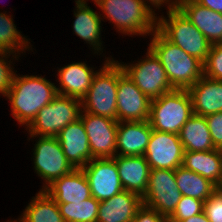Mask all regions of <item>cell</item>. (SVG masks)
Here are the masks:
<instances>
[{
  "instance_id": "obj_1",
  "label": "cell",
  "mask_w": 222,
  "mask_h": 222,
  "mask_svg": "<svg viewBox=\"0 0 222 222\" xmlns=\"http://www.w3.org/2000/svg\"><path fill=\"white\" fill-rule=\"evenodd\" d=\"M149 45L174 89H189L204 75V63L201 60L171 43L157 29Z\"/></svg>"
},
{
  "instance_id": "obj_2",
  "label": "cell",
  "mask_w": 222,
  "mask_h": 222,
  "mask_svg": "<svg viewBox=\"0 0 222 222\" xmlns=\"http://www.w3.org/2000/svg\"><path fill=\"white\" fill-rule=\"evenodd\" d=\"M56 88L54 83L41 76L19 77L15 74L12 87L6 94L12 115L20 124L28 126L39 110L57 96Z\"/></svg>"
},
{
  "instance_id": "obj_3",
  "label": "cell",
  "mask_w": 222,
  "mask_h": 222,
  "mask_svg": "<svg viewBox=\"0 0 222 222\" xmlns=\"http://www.w3.org/2000/svg\"><path fill=\"white\" fill-rule=\"evenodd\" d=\"M108 20L124 34H148L157 29V18L142 0H93Z\"/></svg>"
},
{
  "instance_id": "obj_4",
  "label": "cell",
  "mask_w": 222,
  "mask_h": 222,
  "mask_svg": "<svg viewBox=\"0 0 222 222\" xmlns=\"http://www.w3.org/2000/svg\"><path fill=\"white\" fill-rule=\"evenodd\" d=\"M192 115V98L188 89H174L151 100L148 121L154 130L179 134Z\"/></svg>"
},
{
  "instance_id": "obj_5",
  "label": "cell",
  "mask_w": 222,
  "mask_h": 222,
  "mask_svg": "<svg viewBox=\"0 0 222 222\" xmlns=\"http://www.w3.org/2000/svg\"><path fill=\"white\" fill-rule=\"evenodd\" d=\"M118 61L106 60L81 100L83 111L117 120Z\"/></svg>"
},
{
  "instance_id": "obj_6",
  "label": "cell",
  "mask_w": 222,
  "mask_h": 222,
  "mask_svg": "<svg viewBox=\"0 0 222 222\" xmlns=\"http://www.w3.org/2000/svg\"><path fill=\"white\" fill-rule=\"evenodd\" d=\"M167 15L168 20L159 18L157 30L171 43L204 63L212 44L179 9L169 10Z\"/></svg>"
},
{
  "instance_id": "obj_7",
  "label": "cell",
  "mask_w": 222,
  "mask_h": 222,
  "mask_svg": "<svg viewBox=\"0 0 222 222\" xmlns=\"http://www.w3.org/2000/svg\"><path fill=\"white\" fill-rule=\"evenodd\" d=\"M81 107V100L57 94L49 104L39 110L27 126L31 137H56L69 123L80 117Z\"/></svg>"
},
{
  "instance_id": "obj_8",
  "label": "cell",
  "mask_w": 222,
  "mask_h": 222,
  "mask_svg": "<svg viewBox=\"0 0 222 222\" xmlns=\"http://www.w3.org/2000/svg\"><path fill=\"white\" fill-rule=\"evenodd\" d=\"M182 198L175 180V170L151 169L142 203L166 219L174 212Z\"/></svg>"
},
{
  "instance_id": "obj_9",
  "label": "cell",
  "mask_w": 222,
  "mask_h": 222,
  "mask_svg": "<svg viewBox=\"0 0 222 222\" xmlns=\"http://www.w3.org/2000/svg\"><path fill=\"white\" fill-rule=\"evenodd\" d=\"M121 66L125 74L150 100L174 90L163 65L149 48L146 59L135 65L121 64Z\"/></svg>"
},
{
  "instance_id": "obj_10",
  "label": "cell",
  "mask_w": 222,
  "mask_h": 222,
  "mask_svg": "<svg viewBox=\"0 0 222 222\" xmlns=\"http://www.w3.org/2000/svg\"><path fill=\"white\" fill-rule=\"evenodd\" d=\"M34 149V167L37 174L45 179L46 186L54 180L69 174L75 168L65 157L57 137L40 136Z\"/></svg>"
},
{
  "instance_id": "obj_11",
  "label": "cell",
  "mask_w": 222,
  "mask_h": 222,
  "mask_svg": "<svg viewBox=\"0 0 222 222\" xmlns=\"http://www.w3.org/2000/svg\"><path fill=\"white\" fill-rule=\"evenodd\" d=\"M151 100L125 74L118 63L117 121H146Z\"/></svg>"
},
{
  "instance_id": "obj_12",
  "label": "cell",
  "mask_w": 222,
  "mask_h": 222,
  "mask_svg": "<svg viewBox=\"0 0 222 222\" xmlns=\"http://www.w3.org/2000/svg\"><path fill=\"white\" fill-rule=\"evenodd\" d=\"M79 118L85 127L92 157H115L118 121L82 110Z\"/></svg>"
},
{
  "instance_id": "obj_13",
  "label": "cell",
  "mask_w": 222,
  "mask_h": 222,
  "mask_svg": "<svg viewBox=\"0 0 222 222\" xmlns=\"http://www.w3.org/2000/svg\"><path fill=\"white\" fill-rule=\"evenodd\" d=\"M183 156L184 148L178 134L152 129L144 152L151 169L176 170L182 166Z\"/></svg>"
},
{
  "instance_id": "obj_14",
  "label": "cell",
  "mask_w": 222,
  "mask_h": 222,
  "mask_svg": "<svg viewBox=\"0 0 222 222\" xmlns=\"http://www.w3.org/2000/svg\"><path fill=\"white\" fill-rule=\"evenodd\" d=\"M81 169L89 183L91 196L99 202L124 190L113 158H93Z\"/></svg>"
},
{
  "instance_id": "obj_15",
  "label": "cell",
  "mask_w": 222,
  "mask_h": 222,
  "mask_svg": "<svg viewBox=\"0 0 222 222\" xmlns=\"http://www.w3.org/2000/svg\"><path fill=\"white\" fill-rule=\"evenodd\" d=\"M56 137L65 157L75 169L83 168L93 159L89 139L80 118L69 123Z\"/></svg>"
},
{
  "instance_id": "obj_16",
  "label": "cell",
  "mask_w": 222,
  "mask_h": 222,
  "mask_svg": "<svg viewBox=\"0 0 222 222\" xmlns=\"http://www.w3.org/2000/svg\"><path fill=\"white\" fill-rule=\"evenodd\" d=\"M178 9L213 45L222 43V13L200 5L195 0H183Z\"/></svg>"
},
{
  "instance_id": "obj_17",
  "label": "cell",
  "mask_w": 222,
  "mask_h": 222,
  "mask_svg": "<svg viewBox=\"0 0 222 222\" xmlns=\"http://www.w3.org/2000/svg\"><path fill=\"white\" fill-rule=\"evenodd\" d=\"M151 133L152 128L148 120L118 122L116 155H144ZM118 149H120L119 154L117 153Z\"/></svg>"
},
{
  "instance_id": "obj_18",
  "label": "cell",
  "mask_w": 222,
  "mask_h": 222,
  "mask_svg": "<svg viewBox=\"0 0 222 222\" xmlns=\"http://www.w3.org/2000/svg\"><path fill=\"white\" fill-rule=\"evenodd\" d=\"M44 191L57 203H74L91 197L90 186L81 168L54 180Z\"/></svg>"
},
{
  "instance_id": "obj_19",
  "label": "cell",
  "mask_w": 222,
  "mask_h": 222,
  "mask_svg": "<svg viewBox=\"0 0 222 222\" xmlns=\"http://www.w3.org/2000/svg\"><path fill=\"white\" fill-rule=\"evenodd\" d=\"M113 159L115 160L124 190L134 192L143 197L146 193L151 170L144 155H116Z\"/></svg>"
},
{
  "instance_id": "obj_20",
  "label": "cell",
  "mask_w": 222,
  "mask_h": 222,
  "mask_svg": "<svg viewBox=\"0 0 222 222\" xmlns=\"http://www.w3.org/2000/svg\"><path fill=\"white\" fill-rule=\"evenodd\" d=\"M142 205L140 195L123 190L109 199L100 201L96 222H132Z\"/></svg>"
},
{
  "instance_id": "obj_21",
  "label": "cell",
  "mask_w": 222,
  "mask_h": 222,
  "mask_svg": "<svg viewBox=\"0 0 222 222\" xmlns=\"http://www.w3.org/2000/svg\"><path fill=\"white\" fill-rule=\"evenodd\" d=\"M188 91L192 98L193 114L205 117L222 111V80L203 75Z\"/></svg>"
},
{
  "instance_id": "obj_22",
  "label": "cell",
  "mask_w": 222,
  "mask_h": 222,
  "mask_svg": "<svg viewBox=\"0 0 222 222\" xmlns=\"http://www.w3.org/2000/svg\"><path fill=\"white\" fill-rule=\"evenodd\" d=\"M61 88H56L57 93L82 100L90 88L96 74L85 63H72L58 72Z\"/></svg>"
},
{
  "instance_id": "obj_23",
  "label": "cell",
  "mask_w": 222,
  "mask_h": 222,
  "mask_svg": "<svg viewBox=\"0 0 222 222\" xmlns=\"http://www.w3.org/2000/svg\"><path fill=\"white\" fill-rule=\"evenodd\" d=\"M182 166L222 186V150L184 151Z\"/></svg>"
},
{
  "instance_id": "obj_24",
  "label": "cell",
  "mask_w": 222,
  "mask_h": 222,
  "mask_svg": "<svg viewBox=\"0 0 222 222\" xmlns=\"http://www.w3.org/2000/svg\"><path fill=\"white\" fill-rule=\"evenodd\" d=\"M179 139L184 151H209L214 150V144L204 116L193 114L182 126Z\"/></svg>"
},
{
  "instance_id": "obj_25",
  "label": "cell",
  "mask_w": 222,
  "mask_h": 222,
  "mask_svg": "<svg viewBox=\"0 0 222 222\" xmlns=\"http://www.w3.org/2000/svg\"><path fill=\"white\" fill-rule=\"evenodd\" d=\"M76 19L73 24V30L81 39L93 45L94 49L101 51L102 44L100 40L101 32V18L94 10L87 6L85 0L76 1Z\"/></svg>"
},
{
  "instance_id": "obj_26",
  "label": "cell",
  "mask_w": 222,
  "mask_h": 222,
  "mask_svg": "<svg viewBox=\"0 0 222 222\" xmlns=\"http://www.w3.org/2000/svg\"><path fill=\"white\" fill-rule=\"evenodd\" d=\"M175 180L182 196H189L205 201L218 186L203 176L185 169L183 166L175 170Z\"/></svg>"
},
{
  "instance_id": "obj_27",
  "label": "cell",
  "mask_w": 222,
  "mask_h": 222,
  "mask_svg": "<svg viewBox=\"0 0 222 222\" xmlns=\"http://www.w3.org/2000/svg\"><path fill=\"white\" fill-rule=\"evenodd\" d=\"M32 199L19 222H65L58 204L44 190Z\"/></svg>"
},
{
  "instance_id": "obj_28",
  "label": "cell",
  "mask_w": 222,
  "mask_h": 222,
  "mask_svg": "<svg viewBox=\"0 0 222 222\" xmlns=\"http://www.w3.org/2000/svg\"><path fill=\"white\" fill-rule=\"evenodd\" d=\"M100 202L93 196L84 201L58 204L65 222H96Z\"/></svg>"
},
{
  "instance_id": "obj_29",
  "label": "cell",
  "mask_w": 222,
  "mask_h": 222,
  "mask_svg": "<svg viewBox=\"0 0 222 222\" xmlns=\"http://www.w3.org/2000/svg\"><path fill=\"white\" fill-rule=\"evenodd\" d=\"M5 14L0 13V50L9 52L8 56H10V53L16 50L18 52L24 46L26 49L29 45L28 40L16 30L13 19Z\"/></svg>"
},
{
  "instance_id": "obj_30",
  "label": "cell",
  "mask_w": 222,
  "mask_h": 222,
  "mask_svg": "<svg viewBox=\"0 0 222 222\" xmlns=\"http://www.w3.org/2000/svg\"><path fill=\"white\" fill-rule=\"evenodd\" d=\"M203 209L204 201L189 196H182L174 212L167 218V222H180L191 216L202 213Z\"/></svg>"
},
{
  "instance_id": "obj_31",
  "label": "cell",
  "mask_w": 222,
  "mask_h": 222,
  "mask_svg": "<svg viewBox=\"0 0 222 222\" xmlns=\"http://www.w3.org/2000/svg\"><path fill=\"white\" fill-rule=\"evenodd\" d=\"M204 76L213 80H222V43L211 45L204 62Z\"/></svg>"
},
{
  "instance_id": "obj_32",
  "label": "cell",
  "mask_w": 222,
  "mask_h": 222,
  "mask_svg": "<svg viewBox=\"0 0 222 222\" xmlns=\"http://www.w3.org/2000/svg\"><path fill=\"white\" fill-rule=\"evenodd\" d=\"M205 215L210 222H222V188L218 187L213 194L204 201Z\"/></svg>"
},
{
  "instance_id": "obj_33",
  "label": "cell",
  "mask_w": 222,
  "mask_h": 222,
  "mask_svg": "<svg viewBox=\"0 0 222 222\" xmlns=\"http://www.w3.org/2000/svg\"><path fill=\"white\" fill-rule=\"evenodd\" d=\"M8 53L9 52L7 51L0 50V56L2 57H0V93H2L3 96H6L8 91L11 89L15 76L10 64L3 59L4 57H7Z\"/></svg>"
},
{
  "instance_id": "obj_34",
  "label": "cell",
  "mask_w": 222,
  "mask_h": 222,
  "mask_svg": "<svg viewBox=\"0 0 222 222\" xmlns=\"http://www.w3.org/2000/svg\"><path fill=\"white\" fill-rule=\"evenodd\" d=\"M215 149L222 150V111L205 116Z\"/></svg>"
},
{
  "instance_id": "obj_35",
  "label": "cell",
  "mask_w": 222,
  "mask_h": 222,
  "mask_svg": "<svg viewBox=\"0 0 222 222\" xmlns=\"http://www.w3.org/2000/svg\"><path fill=\"white\" fill-rule=\"evenodd\" d=\"M132 222H167V219L160 215L156 210L144 204L137 210Z\"/></svg>"
},
{
  "instance_id": "obj_36",
  "label": "cell",
  "mask_w": 222,
  "mask_h": 222,
  "mask_svg": "<svg viewBox=\"0 0 222 222\" xmlns=\"http://www.w3.org/2000/svg\"><path fill=\"white\" fill-rule=\"evenodd\" d=\"M202 6H205L213 11L222 13V0H195Z\"/></svg>"
},
{
  "instance_id": "obj_37",
  "label": "cell",
  "mask_w": 222,
  "mask_h": 222,
  "mask_svg": "<svg viewBox=\"0 0 222 222\" xmlns=\"http://www.w3.org/2000/svg\"><path fill=\"white\" fill-rule=\"evenodd\" d=\"M180 222H210L208 220V217L205 215L204 211L202 213H199L197 215L191 216L185 220H182Z\"/></svg>"
},
{
  "instance_id": "obj_38",
  "label": "cell",
  "mask_w": 222,
  "mask_h": 222,
  "mask_svg": "<svg viewBox=\"0 0 222 222\" xmlns=\"http://www.w3.org/2000/svg\"><path fill=\"white\" fill-rule=\"evenodd\" d=\"M183 0H175V2L174 1H172V3H169V5H168V11L169 10H174V9H178V3H180V2H182Z\"/></svg>"
},
{
  "instance_id": "obj_39",
  "label": "cell",
  "mask_w": 222,
  "mask_h": 222,
  "mask_svg": "<svg viewBox=\"0 0 222 222\" xmlns=\"http://www.w3.org/2000/svg\"><path fill=\"white\" fill-rule=\"evenodd\" d=\"M142 1L145 3L144 0H142ZM149 1H150V3H152L153 5H155L158 8H159V6H161V4L169 2V0H167V1L166 0H149Z\"/></svg>"
}]
</instances>
